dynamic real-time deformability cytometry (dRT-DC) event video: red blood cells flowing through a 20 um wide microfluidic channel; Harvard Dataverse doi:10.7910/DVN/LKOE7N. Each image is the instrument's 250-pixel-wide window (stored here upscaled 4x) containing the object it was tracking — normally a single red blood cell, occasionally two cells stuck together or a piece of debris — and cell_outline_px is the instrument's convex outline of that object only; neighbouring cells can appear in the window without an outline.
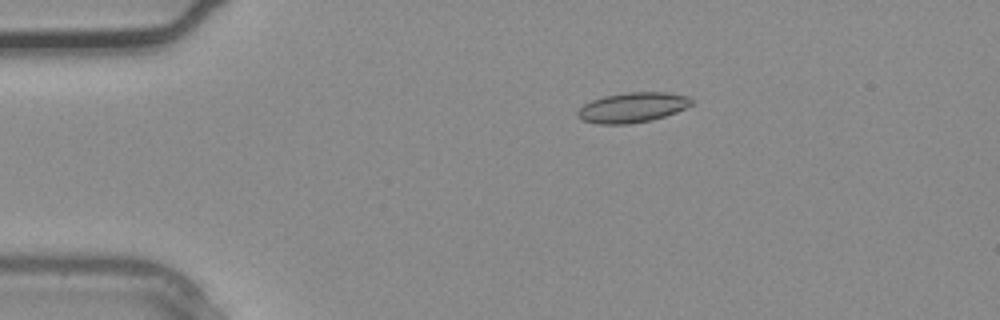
{"species": "common noctule bat (a hibernating species)", "species_latin": "Nyctalus noctula", "temperature_condition": "warm", "stored_images_in_passage": 2, "camera_frame_rate_fps": 3000, "um_per_image_px": 0.085, "animal": {"sex": "male", "body_mass_g": 20.4}, "frame": {"image": 1, "passage_image": 2, "time_ms": 0.333, "image_size_px": [1000, 320], "cell_outline_px": [[692, 104], [676, 112], [652, 120], [628, 124], [596, 124], [580, 120], [576, 116], [576, 112], [584, 104], [592, 100], [604, 96], [628, 92], [664, 92], [688, 96], [692, 100]], "centroid_in_image_um": [53.71, 9.14], "position_along_channel_um": 31.3, "area_um2": 19.94}}